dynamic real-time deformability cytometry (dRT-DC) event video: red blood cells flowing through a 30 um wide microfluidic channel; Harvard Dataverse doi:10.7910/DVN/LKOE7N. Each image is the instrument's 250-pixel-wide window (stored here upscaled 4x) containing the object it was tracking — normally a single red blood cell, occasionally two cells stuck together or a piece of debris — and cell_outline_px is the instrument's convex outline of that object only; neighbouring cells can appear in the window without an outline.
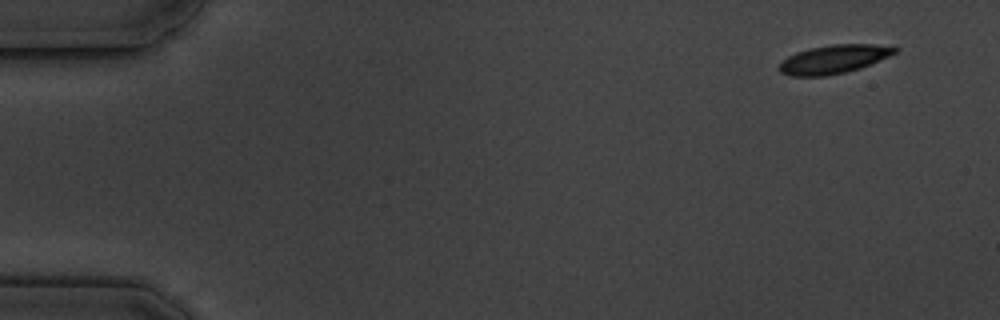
{"species": "common noctule bat (a hibernating species)", "species_latin": "Nyctalus noctula", "temperature_condition": "cold", "stored_images_in_passage": 6, "camera_frame_rate_fps": 3000, "um_per_image_px": 0.085, "animal": {"sex": "male", "body_mass_g": 19.5, "forearm_length_mm": 54.6}, "frame": {"image": 1, "passage_image": 1, "time_ms": 0.0, "image_size_px": [1000, 320], "cell_outline_px": [[900, 48], [896, 52], [888, 56], [860, 68], [844, 72], [824, 76], [788, 76], [780, 72], [776, 68], [788, 56], [796, 52], [808, 48], [832, 44], [872, 44]], "centroid_in_image_um": [70.81, 5.03], "position_along_channel_um": 14.2, "area_um2": 19.13}}
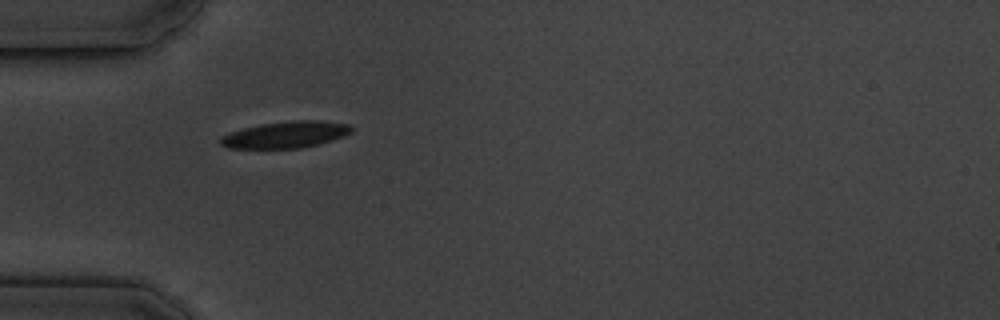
{"frame": {"image": 2, "passage_image": 5, "time_ms": 4.667, "image_size_px": [1000, 320], "cell_outline_px": [[356, 128], [352, 132], [344, 136], [316, 144], [300, 148], [228, 148], [220, 144], [220, 136], [244, 128], [264, 124], [292, 120], [316, 120], [352, 124]], "centroid_in_image_um": [24.33, 11.44], "position_along_channel_um": 60.7, "area_um2": 20.17}}